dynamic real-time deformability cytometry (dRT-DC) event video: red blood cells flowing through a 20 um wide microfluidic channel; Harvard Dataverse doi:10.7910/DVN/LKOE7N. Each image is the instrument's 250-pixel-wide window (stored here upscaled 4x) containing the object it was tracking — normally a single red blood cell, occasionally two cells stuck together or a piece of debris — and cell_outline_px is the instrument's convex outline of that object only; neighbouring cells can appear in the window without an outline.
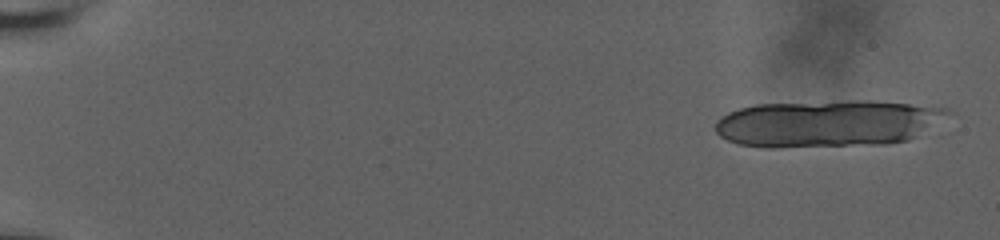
{"species": "human", "species_latin": "Homo sapiens", "temperature_condition": "room temperature", "stored_images_in_passage": 16, "camera_frame_rate_fps": 3000, "um_per_image_px": 0.085, "donor": {"sex": "male"}, "frame": {"image": 1, "passage_image": 1, "time_ms": 0.0, "image_size_px": [1000, 240], "cell_outline_px": [[956, 112], [908, 140], [888, 144], [772, 148], [768, 148], [740, 144], [728, 140], [720, 136], [716, 132], [716, 120], [720, 116], [728, 112], [740, 108], [756, 104], [848, 100], [872, 100], [948, 108]], "centroid_in_image_um": [70.35, 10.49], "position_along_channel_um": 14.7, "area_um2": 64.16}}